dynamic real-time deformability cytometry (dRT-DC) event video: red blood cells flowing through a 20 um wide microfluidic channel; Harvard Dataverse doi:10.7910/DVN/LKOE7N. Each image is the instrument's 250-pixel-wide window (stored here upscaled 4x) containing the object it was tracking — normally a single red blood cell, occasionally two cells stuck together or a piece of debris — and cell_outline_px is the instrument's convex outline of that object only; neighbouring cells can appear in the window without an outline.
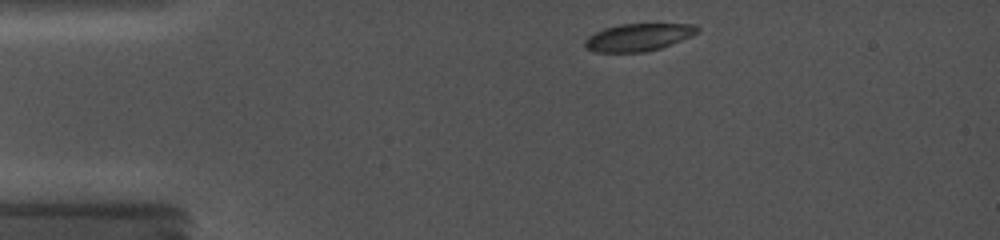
{"species": "common noctule bat (a hibernating species)", "species_latin": "Nyctalus noctula", "temperature_condition": "cold", "stored_images_in_passage": 53, "camera_frame_rate_fps": 5000, "um_per_image_px": 0.085, "animal": {"sex": "female", "body_mass_g": 19.0, "forearm_length_mm": 56.7}, "frame": {"image": 1, "passage_image": 2, "time_ms": 0.2, "image_size_px": [1000, 240], "cell_outline_px": [[700, 32], [660, 48], [644, 52], [596, 52], [588, 48], [584, 44], [584, 40], [588, 36], [604, 28], [620, 24], [696, 24], [700, 28]], "centroid_in_image_um": [54.27, 3.16], "position_along_channel_um": 30.7, "area_um2": 17.86}}
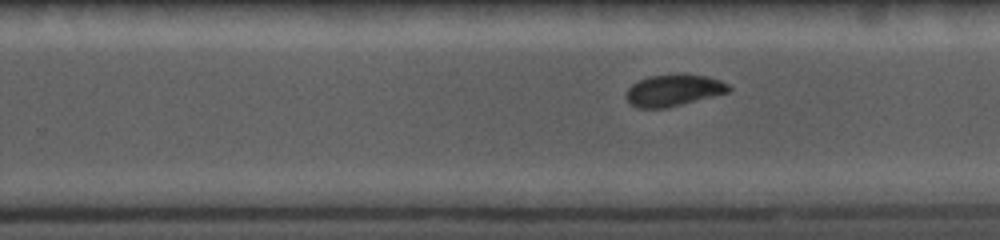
{"frame": {"image": 2, "passage_image": 32, "time_ms": 8.0, "image_size_px": [1000, 240], "cell_outline_px": [[732, 88], [728, 92], [664, 108], [636, 108], [628, 104], [628, 88], [632, 84], [648, 76], [708, 76], [720, 80], [728, 84]], "centroid_in_image_um": [57.23, 7.7], "position_along_channel_um": 272.6, "area_um2": 18.15}}
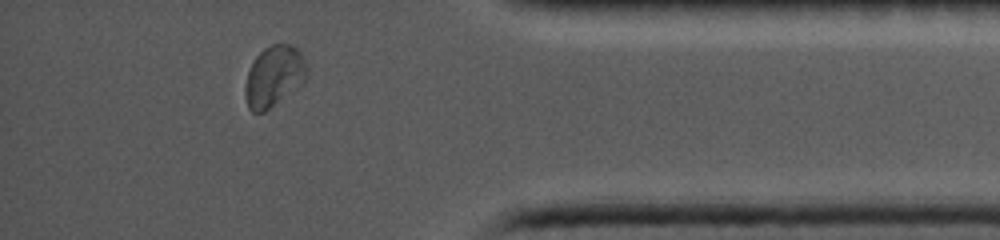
{"frame": {"image": 3, "passage_image": 48, "time_ms": 12.0, "image_size_px": [1000, 240], "cell_outline_px": [[308, 76], [304, 84], [264, 112], [252, 112], [248, 108], [244, 96], [244, 88], [248, 72], [256, 56], [264, 48], [272, 44], [292, 44], [300, 52], [308, 68]], "centroid_in_image_um": [23.31, 6.5], "position_along_channel_um": 411.9, "area_um2": 22.2}}